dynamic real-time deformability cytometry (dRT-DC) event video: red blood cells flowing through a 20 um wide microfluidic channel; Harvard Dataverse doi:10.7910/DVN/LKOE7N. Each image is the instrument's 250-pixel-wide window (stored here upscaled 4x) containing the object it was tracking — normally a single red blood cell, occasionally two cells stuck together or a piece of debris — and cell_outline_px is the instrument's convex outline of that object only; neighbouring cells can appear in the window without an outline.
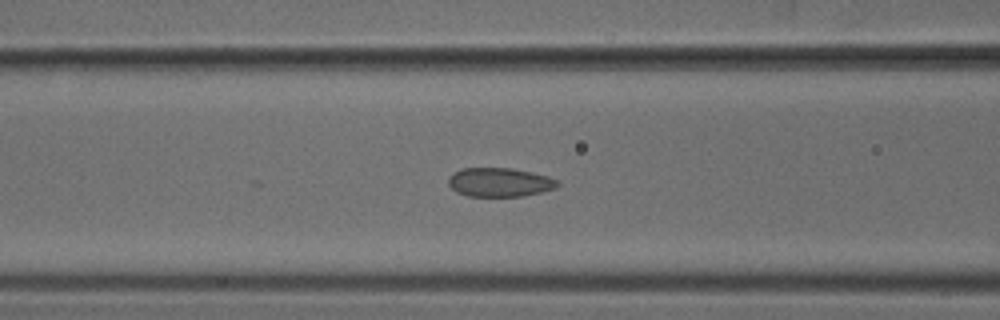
{"species": "common noctule bat (a hibernating species)", "species_latin": "Nyctalus noctula", "temperature_condition": "cold", "stored_images_in_passage": 26, "camera_frame_rate_fps": 3000, "um_per_image_px": 0.085, "animal": {"sex": "male", "body_mass_g": 18.8}, "frame": {"image": 1, "passage_image": 22, "time_ms": 7.0, "image_size_px": [1000, 320], "cell_outline_px": [[560, 184], [556, 188], [524, 196], [468, 196], [456, 192], [448, 184], [448, 176], [452, 172], [460, 168], [512, 168], [532, 172], [548, 176], [556, 180]], "centroid_in_image_um": [42.44, 15.48], "position_along_channel_um": 124.2, "area_um2": 18.55}}
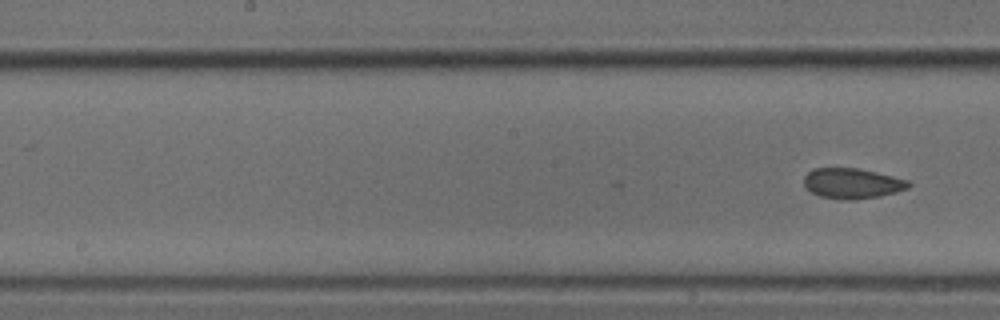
{"frame": {"image": 2, "passage_image": 26, "time_ms": 8.333, "image_size_px": [1000, 320], "cell_outline_px": [[912, 184], [908, 188], [896, 192], [880, 196], [820, 196], [812, 192], [804, 184], [804, 176], [812, 168], [860, 168], [908, 180]], "centroid_in_image_um": [72.46, 15.51], "position_along_channel_um": 175.7, "area_um2": 17.51}}